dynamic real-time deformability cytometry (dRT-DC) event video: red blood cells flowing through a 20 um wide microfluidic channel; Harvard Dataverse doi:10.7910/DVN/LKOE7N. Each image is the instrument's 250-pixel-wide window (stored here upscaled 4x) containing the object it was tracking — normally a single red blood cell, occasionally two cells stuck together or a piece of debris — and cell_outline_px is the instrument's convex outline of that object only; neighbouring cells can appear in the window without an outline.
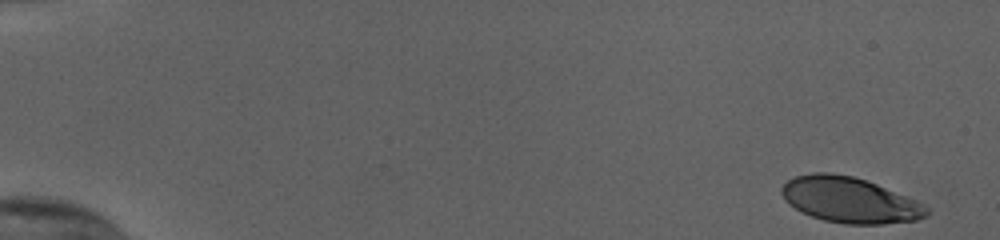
{"species": "human", "species_latin": "Homo sapiens", "temperature_condition": "cold", "stored_images_in_passage": 53, "camera_frame_rate_fps": 3000, "um_per_image_px": 0.085, "donor": {"sex": "female"}, "frame": {"image": 1, "passage_image": 1, "time_ms": 0.0, "image_size_px": [1000, 240], "cell_outline_px": [[928, 216], [916, 220], [884, 224], [844, 224], [824, 220], [812, 216], [788, 204], [784, 200], [780, 192], [780, 188], [788, 180], [796, 176], [812, 172], [828, 172], [852, 176], [876, 184], [916, 200], [924, 204], [928, 208]], "centroid_in_image_um": [72.21, 17.0], "position_along_channel_um": 12.8, "area_um2": 38.44}}
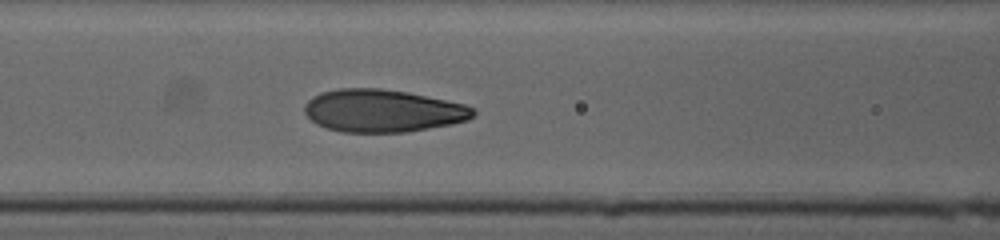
{"frame": {"image": 2, "passage_image": 24, "time_ms": 7.667, "image_size_px": [1000, 240], "cell_outline_px": [[476, 112], [468, 120], [452, 124], [408, 132], [340, 132], [316, 124], [304, 112], [304, 104], [312, 96], [320, 92], [340, 88], [380, 88], [408, 92], [464, 104], [476, 108]], "centroid_in_image_um": [32.52, 9.41], "position_along_channel_um": 134.1, "area_um2": 42.08}}
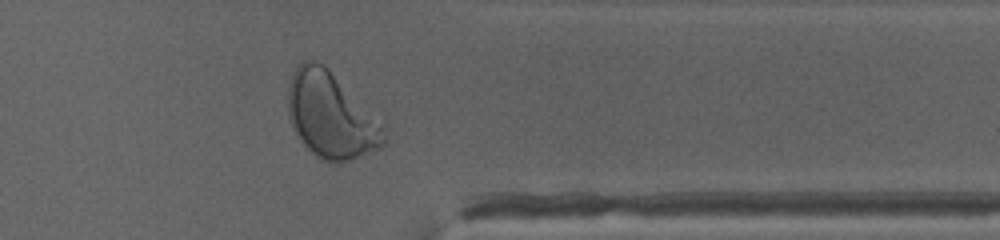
{"frame": {"image": 3, "passage_image": 44, "time_ms": 14.333, "image_size_px": [1000, 240], "cell_outline_px": [[384, 144], [376, 148], [340, 164], [336, 164], [320, 160], [300, 140], [292, 128], [288, 116], [288, 84], [292, 72], [296, 64], [300, 60], [312, 60], [328, 68], [384, 124]], "centroid_in_image_um": [28.08, 9.8], "position_along_channel_um": 383.3, "area_um2": 47.97}, "authors_computed_cell_mechanics": {"area_um2": 40.6334, "velocity_mm_per_s": 3.7924, "shape_relaxation_time_tau1_ms": 3.5801, "shape_relaxation_time_tau2_ms": null, "deformation_change_tau1": 0.1773, "deformation_change_tau2": null}}